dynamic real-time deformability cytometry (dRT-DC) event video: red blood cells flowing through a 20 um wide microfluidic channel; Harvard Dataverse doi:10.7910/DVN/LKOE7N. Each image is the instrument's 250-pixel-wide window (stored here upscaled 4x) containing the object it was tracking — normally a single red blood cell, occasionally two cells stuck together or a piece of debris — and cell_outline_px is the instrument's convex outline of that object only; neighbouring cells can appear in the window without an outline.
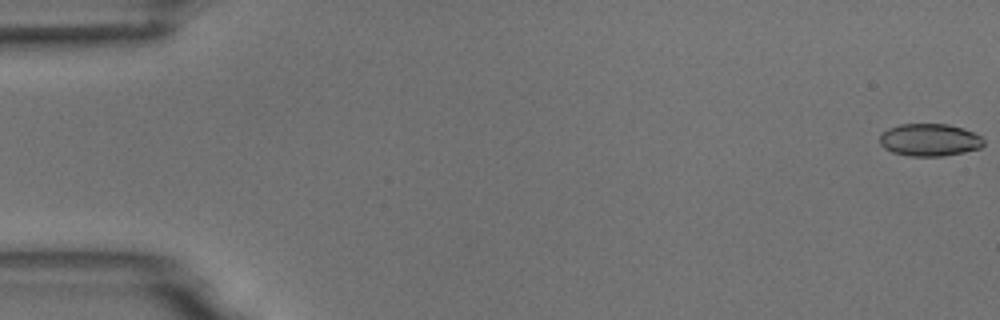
{"species": "common noctule bat (a hibernating species)", "species_latin": "Nyctalus noctula", "temperature_condition": "room temperature", "stored_images_in_passage": 7, "camera_frame_rate_fps": 3000, "um_per_image_px": 0.085, "animal": {"sex": "male", "body_mass_g": 18.8}, "frame": {"image": 1, "passage_image": 1, "time_ms": 0.0, "image_size_px": [1000, 320], "cell_outline_px": [[984, 144], [980, 148], [964, 152], [944, 156], [908, 156], [892, 152], [884, 148], [880, 144], [880, 132], [888, 128], [900, 124], [948, 124], [964, 128], [980, 136], [984, 140]], "centroid_in_image_um": [78.99, 11.89], "position_along_channel_um": 6.0, "area_um2": 19.83}}
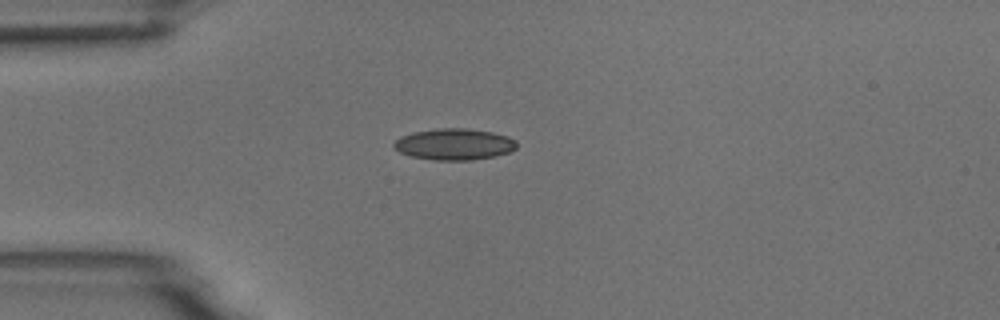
{"frame": {"image": 2, "passage_image": 5, "time_ms": 4.667, "image_size_px": [1000, 320], "cell_outline_px": [[516, 148], [508, 152], [496, 156], [472, 160], [432, 160], [412, 156], [400, 152], [392, 144], [400, 136], [412, 132], [440, 128], [468, 128], [492, 132], [508, 136], [516, 140]], "centroid_in_image_um": [38.62, 12.25], "position_along_channel_um": 46.4, "area_um2": 22.48}}